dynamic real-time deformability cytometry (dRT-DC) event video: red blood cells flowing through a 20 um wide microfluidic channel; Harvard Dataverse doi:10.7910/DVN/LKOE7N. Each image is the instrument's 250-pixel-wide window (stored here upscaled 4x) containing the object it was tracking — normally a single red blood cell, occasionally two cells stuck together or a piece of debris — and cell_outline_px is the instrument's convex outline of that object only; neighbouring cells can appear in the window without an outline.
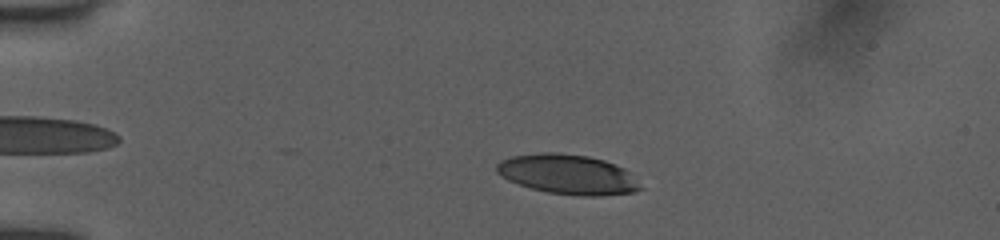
{"species": "human", "species_latin": "Homo sapiens", "temperature_condition": "room temperature", "stored_images_in_passage": 21, "camera_frame_rate_fps": 3000, "um_per_image_px": 0.085, "donor": {"sex": "female"}, "frame": {"image": 1, "passage_image": 11, "time_ms": 3.333, "image_size_px": [1000, 240], "cell_outline_px": [[644, 188], [636, 192], [600, 196], [580, 196], [548, 192], [532, 188], [508, 180], [500, 176], [496, 172], [496, 164], [500, 160], [512, 156], [540, 152], [556, 152], [588, 156], [604, 160], [624, 168]], "centroid_in_image_um": [48.26, 14.82], "position_along_channel_um": 36.7, "area_um2": 33.41}}